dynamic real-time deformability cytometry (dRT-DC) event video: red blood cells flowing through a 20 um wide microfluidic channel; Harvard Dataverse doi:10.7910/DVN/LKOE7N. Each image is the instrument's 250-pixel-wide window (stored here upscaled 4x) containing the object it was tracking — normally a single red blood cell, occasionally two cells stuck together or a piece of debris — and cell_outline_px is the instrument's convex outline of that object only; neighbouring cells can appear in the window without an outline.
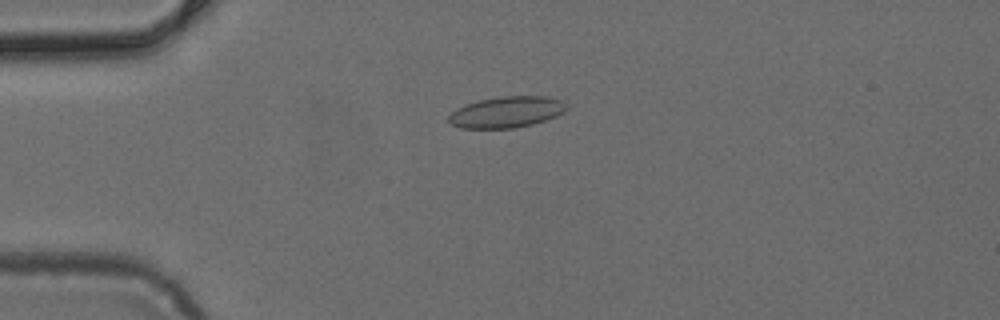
{"species": "common noctule bat (a hibernating species)", "species_latin": "Nyctalus noctula", "temperature_condition": "cold", "stored_images_in_passage": 5, "camera_frame_rate_fps": 3000, "um_per_image_px": 0.085, "animal": {"sex": "female", "body_mass_g": 24.6, "forearm_length_mm": 56.2}, "frame": {"image": 1, "passage_image": 5, "time_ms": 1.333, "image_size_px": [1000, 320], "cell_outline_px": [[568, 108], [564, 112], [556, 116], [532, 124], [512, 128], [460, 128], [452, 124], [448, 120], [448, 116], [456, 108], [480, 100], [500, 96], [544, 96], [564, 100], [568, 104]], "centroid_in_image_um": [43.09, 9.52], "position_along_channel_um": 41.9, "area_um2": 21.39}}